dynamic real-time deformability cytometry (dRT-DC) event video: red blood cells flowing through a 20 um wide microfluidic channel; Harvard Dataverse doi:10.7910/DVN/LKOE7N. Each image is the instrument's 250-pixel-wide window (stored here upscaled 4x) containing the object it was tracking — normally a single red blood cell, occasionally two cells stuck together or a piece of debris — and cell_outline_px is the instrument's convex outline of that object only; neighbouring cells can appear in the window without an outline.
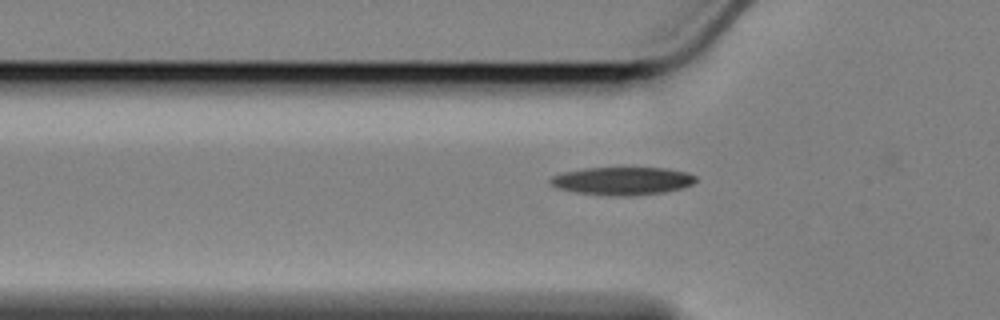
{"species": "Egyptian fruit bat (a non-hibernating species)", "species_latin": "Rousettus aegyptiacus", "temperature_condition": "cold", "stored_images_in_passage": 43, "camera_frame_rate_fps": 3000, "um_per_image_px": 0.085, "animal": {"sex": "female"}, "frame": {"image": 1, "passage_image": 8, "time_ms": 2.333, "image_size_px": [1000, 320], "cell_outline_px": [[696, 180], [692, 184], [684, 188], [664, 192], [628, 196], [608, 196], [576, 192], [556, 188], [548, 180], [552, 176], [564, 172], [584, 168], [668, 168], [688, 172], [696, 176]], "centroid_in_image_um": [52.92, 15.38], "position_along_channel_um": 72.9, "area_um2": 23.81}}
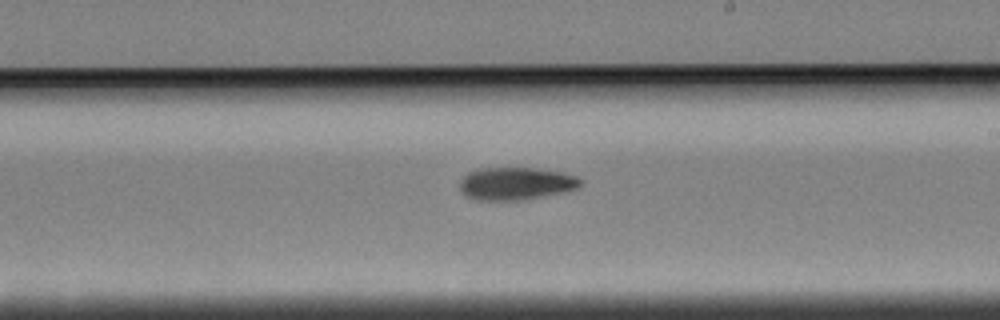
{"frame": {"image": 2, "passage_image": 23, "time_ms": 7.333, "image_size_px": [1000, 320], "cell_outline_px": [[584, 180], [576, 188], [564, 192], [520, 200], [476, 200], [464, 196], [460, 192], [460, 180], [468, 172], [476, 168], [536, 168], [560, 172], [576, 176]], "centroid_in_image_um": [43.8, 15.6], "position_along_channel_um": 245.2, "area_um2": 23.06}}
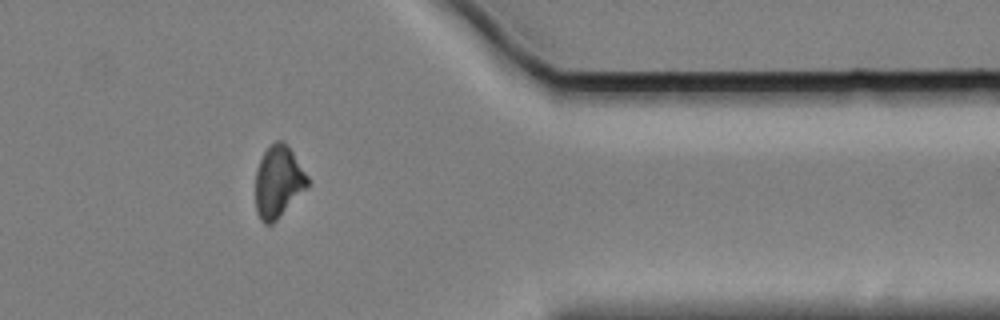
{"frame": {"image": 3, "passage_image": 37, "time_ms": 12.0, "image_size_px": [1000, 320], "cell_outline_px": [[308, 184], [276, 220], [272, 224], [264, 224], [260, 220], [256, 212], [256, 168], [264, 152], [276, 140], [284, 140], [308, 176]], "centroid_in_image_um": [23.62, 15.43], "position_along_channel_um": 387.8, "area_um2": 21.33}}